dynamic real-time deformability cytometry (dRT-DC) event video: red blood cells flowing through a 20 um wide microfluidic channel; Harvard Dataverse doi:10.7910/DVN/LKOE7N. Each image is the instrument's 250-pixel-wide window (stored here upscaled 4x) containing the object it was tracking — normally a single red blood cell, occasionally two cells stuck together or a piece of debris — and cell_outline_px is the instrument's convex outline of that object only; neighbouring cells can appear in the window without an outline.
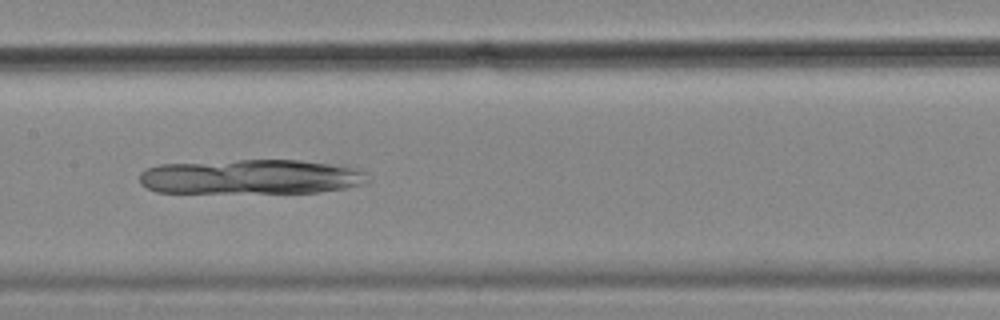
{"species": "common noctule bat (a hibernating species)", "species_latin": "Nyctalus noctula", "temperature_condition": "cold", "stored_images_in_passage": 7, "camera_frame_rate_fps": 3000, "um_per_image_px": 0.085, "animal": {"sex": "female", "body_mass_g": 18.4}, "frame": {"image": 1, "passage_image": 7, "time_ms": 2.0, "image_size_px": [1000, 320], "cell_outline_px": [[368, 184], [344, 188], [316, 192], [156, 192], [140, 184], [140, 172], [148, 168], [160, 164], [240, 160], [300, 160], [344, 164], [360, 168], [368, 172]], "centroid_in_image_um": [21.45, 15.01], "position_along_channel_um": 185.9, "area_um2": 46.64}}